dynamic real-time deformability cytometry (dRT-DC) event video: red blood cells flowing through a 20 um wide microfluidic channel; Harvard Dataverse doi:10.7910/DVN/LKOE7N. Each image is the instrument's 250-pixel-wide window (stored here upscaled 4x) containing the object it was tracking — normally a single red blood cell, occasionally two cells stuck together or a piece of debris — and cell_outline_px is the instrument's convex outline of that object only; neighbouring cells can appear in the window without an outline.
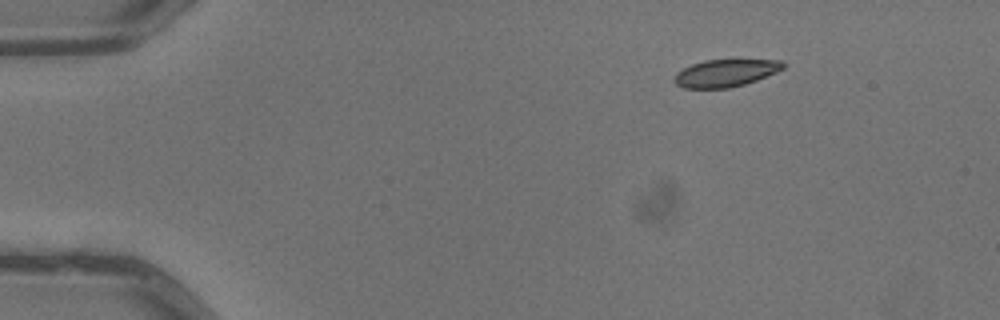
{"species": "common noctule bat (a hibernating species)", "species_latin": "Nyctalus noctula", "temperature_condition": "warm", "stored_images_in_passage": 4, "camera_frame_rate_fps": 3000, "um_per_image_px": 0.085, "animal": {"sex": "male", "body_mass_g": 13.3}, "frame": {"image": 1, "passage_image": 1, "time_ms": 0.0, "image_size_px": [1000, 320], "cell_outline_px": [[784, 68], [776, 72], [756, 80], [744, 84], [728, 88], [684, 88], [676, 84], [672, 80], [676, 72], [692, 64], [704, 60], [784, 60]], "centroid_in_image_um": [61.64, 6.21], "position_along_channel_um": 23.4, "area_um2": 17.28}}
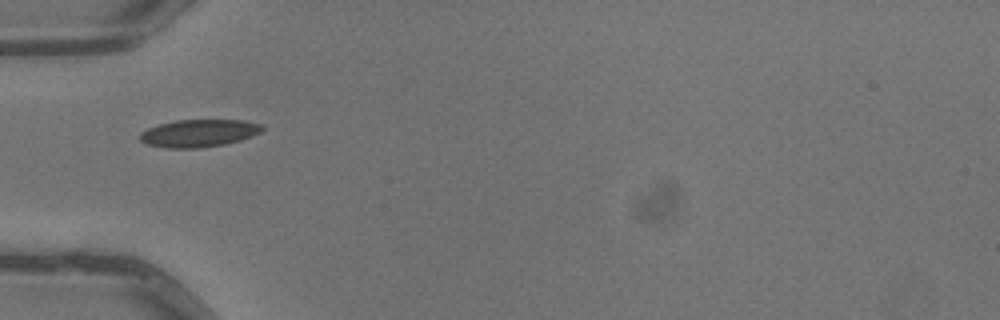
{"frame": {"image": 2, "passage_image": 4, "time_ms": 1.0, "image_size_px": [1000, 320], "cell_outline_px": [[264, 128], [260, 132], [252, 136], [240, 140], [224, 144], [196, 148], [164, 148], [148, 144], [140, 140], [140, 132], [148, 128], [160, 124], [176, 120], [244, 120], [260, 124]], "centroid_in_image_um": [16.89, 11.32], "position_along_channel_um": 68.1, "area_um2": 19.48}}